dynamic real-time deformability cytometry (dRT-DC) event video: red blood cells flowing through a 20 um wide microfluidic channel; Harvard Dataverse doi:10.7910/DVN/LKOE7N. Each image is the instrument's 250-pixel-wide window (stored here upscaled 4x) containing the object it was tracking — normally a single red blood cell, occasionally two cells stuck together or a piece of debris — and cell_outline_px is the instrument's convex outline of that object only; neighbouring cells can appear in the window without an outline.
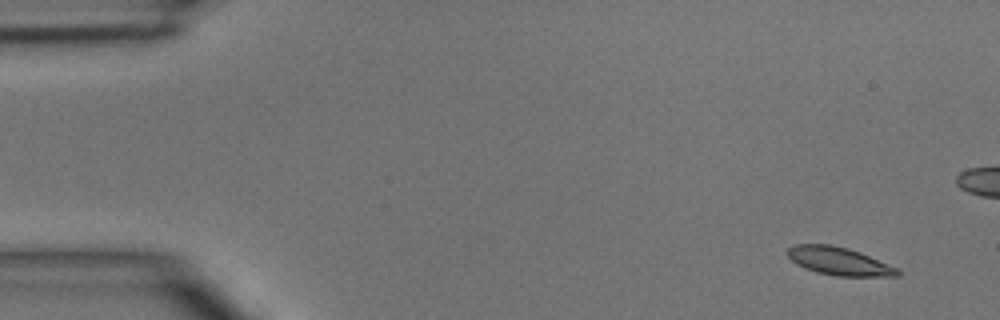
{"species": "common noctule bat (a hibernating species)", "species_latin": "Nyctalus noctula", "temperature_condition": "room temperature", "stored_images_in_passage": 5, "camera_frame_rate_fps": 3000, "um_per_image_px": 0.085, "animal": {"sex": "male", "body_mass_g": 15.6}, "frame": {"image": 1, "passage_image": 1, "time_ms": 0.0, "image_size_px": [1000, 320], "cell_outline_px": [[900, 276], [836, 276], [816, 272], [804, 268], [796, 264], [788, 256], [788, 248], [792, 244], [832, 244], [848, 248], [860, 252], [896, 268], [900, 272]], "centroid_in_image_um": [71.27, 22.19], "position_along_channel_um": 13.7, "area_um2": 17.86}}